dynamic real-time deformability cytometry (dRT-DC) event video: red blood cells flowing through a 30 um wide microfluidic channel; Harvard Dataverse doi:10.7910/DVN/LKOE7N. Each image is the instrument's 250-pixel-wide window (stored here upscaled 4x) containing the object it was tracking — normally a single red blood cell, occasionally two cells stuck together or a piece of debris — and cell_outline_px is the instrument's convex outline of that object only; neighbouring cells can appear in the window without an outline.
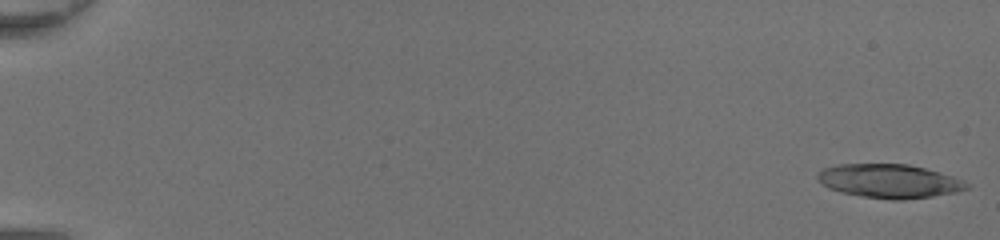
{"species": "common noctule bat (a hibernating species)", "species_latin": "Nyctalus noctula", "temperature_condition": "room temperature", "stored_images_in_passage": 49, "camera_frame_rate_fps": 3000, "um_per_image_px": 0.085, "animal": {"sex": "female", "body_mass_g": 20.0, "forearm_length_mm": 54.0}, "frame": {"image": 1, "passage_image": 1, "time_ms": 0.0, "image_size_px": [1000, 240], "cell_outline_px": [[968, 188], [956, 192], [932, 196], [900, 200], [892, 200], [864, 196], [840, 192], [828, 188], [816, 176], [824, 168], [840, 164], [908, 164], [924, 168], [952, 176], [968, 184]], "centroid_in_image_um": [75.58, 15.39], "position_along_channel_um": 9.4, "area_um2": 28.9}}
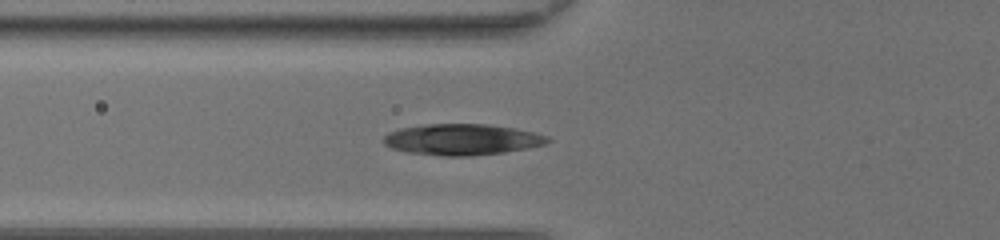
{"frame": {"image": 2, "passage_image": 20, "time_ms": 6.333, "image_size_px": [1000, 240], "cell_outline_px": [[552, 140], [544, 144], [504, 152], [468, 156], [444, 156], [408, 152], [392, 148], [384, 144], [384, 136], [388, 132], [400, 128], [428, 124], [488, 124], [512, 128], [532, 132], [548, 136]], "centroid_in_image_um": [39.24, 11.85], "position_along_channel_um": 86.6, "area_um2": 29.42}}
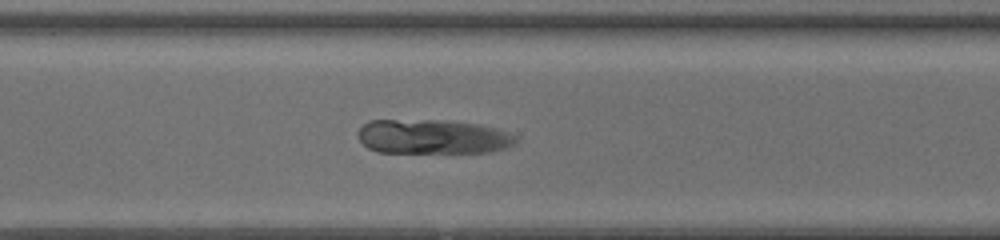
{"frame": {"image": 3, "passage_image": 37, "time_ms": 12.0, "image_size_px": [1000, 240], "cell_outline_px": [[520, 140], [516, 144], [492, 152], [376, 152], [368, 148], [360, 140], [360, 128], [368, 120], [436, 120], [476, 124], [496, 128], [520, 136]], "centroid_in_image_um": [36.85, 11.62], "position_along_channel_um": 333.8, "area_um2": 31.67}, "authors_computed_cell_mechanics": {"area_um2": 28.4954, "velocity_mm_per_s": 4.3652, "shape_relaxation_time_tau1_ms": 1.2577, "shape_relaxation_time_tau2_ms": null, "deformation_change_tau1": 0.1353, "deformation_change_tau2": null}}